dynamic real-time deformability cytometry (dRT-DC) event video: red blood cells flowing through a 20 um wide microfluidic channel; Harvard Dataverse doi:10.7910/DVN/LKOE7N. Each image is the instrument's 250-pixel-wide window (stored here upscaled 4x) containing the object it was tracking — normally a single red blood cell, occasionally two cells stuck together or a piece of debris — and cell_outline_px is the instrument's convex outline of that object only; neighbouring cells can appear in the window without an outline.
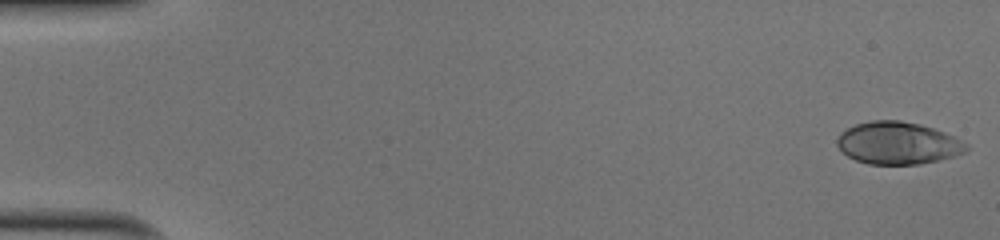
{"species": "human", "species_latin": "Homo sapiens", "temperature_condition": "cold", "stored_images_in_passage": 51, "camera_frame_rate_fps": 3000, "um_per_image_px": 0.085, "donor": {"sex": "male"}, "frame": {"image": 1, "passage_image": 1, "time_ms": 0.0, "image_size_px": [1000, 240], "cell_outline_px": [[968, 148], [964, 152], [956, 156], [920, 164], [868, 164], [856, 160], [848, 156], [836, 144], [836, 140], [840, 132], [856, 124], [872, 120], [900, 120], [920, 124], [944, 132], [968, 144]], "centroid_in_image_um": [76.31, 12.16], "position_along_channel_um": 8.7, "area_um2": 31.79}}
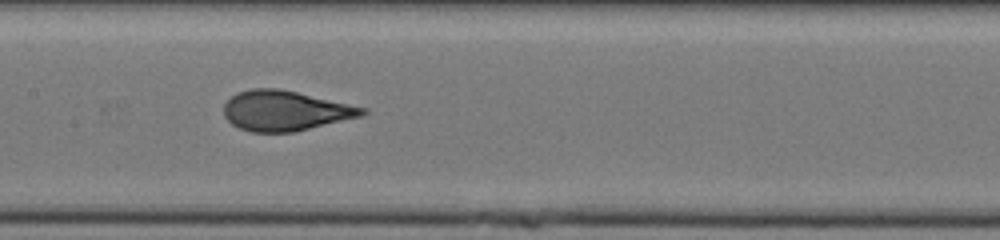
{"frame": {"image": 2, "passage_image": 26, "time_ms": 8.333, "image_size_px": [1000, 240], "cell_outline_px": [[368, 112], [364, 116], [292, 132], [252, 132], [240, 128], [232, 124], [224, 116], [224, 104], [236, 92], [252, 88], [280, 88], [368, 108]], "centroid_in_image_um": [24.26, 9.4], "position_along_channel_um": 183.1, "area_um2": 32.43}}
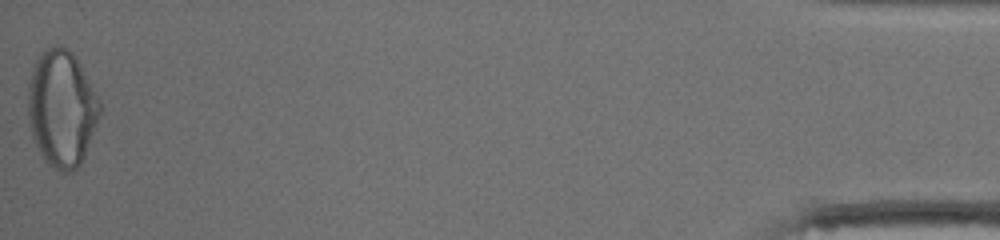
{"frame": {"image": 3, "passage_image": 51, "time_ms": 16.667, "image_size_px": [1000, 240], "cell_outline_px": [[100, 112], [84, 160], [72, 172], [64, 172], [48, 164], [44, 160], [32, 136], [28, 112], [28, 84], [32, 68], [36, 60], [48, 48], [56, 44], [60, 44], [68, 48], [76, 56], [100, 104]], "centroid_in_image_um": [5.23, 9.22], "position_along_channel_um": 430.0, "area_um2": 48.38}, "authors_computed_cell_mechanics": {"area_um2": 32.4258, "velocity_mm_per_s": 4.0457, "shape_relaxation_time_tau1_ms": 6.3865, "shape_relaxation_time_tau2_ms": null, "deformation_change_tau1": 0.2473, "deformation_change_tau2": null}}